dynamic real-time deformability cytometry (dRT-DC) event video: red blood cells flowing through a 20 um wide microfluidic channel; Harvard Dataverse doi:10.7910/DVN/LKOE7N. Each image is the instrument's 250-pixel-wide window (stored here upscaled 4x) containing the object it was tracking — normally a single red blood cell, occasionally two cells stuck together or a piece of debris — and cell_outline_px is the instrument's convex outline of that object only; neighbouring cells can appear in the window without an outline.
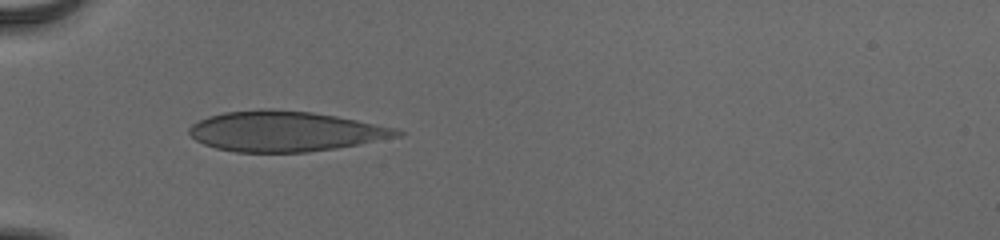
{"species": "human", "species_latin": "Homo sapiens", "temperature_condition": "cold", "stored_images_in_passage": 24, "camera_frame_rate_fps": 3000, "um_per_image_px": 0.085, "donor": {"sex": "male"}, "frame": {"image": 1, "passage_image": 1, "time_ms": 0.0, "image_size_px": [1000, 240], "cell_outline_px": [[404, 132], [400, 136], [360, 144], [336, 148], [308, 152], [236, 152], [216, 148], [204, 144], [196, 140], [188, 132], [188, 128], [192, 124], [208, 116], [224, 112], [260, 108], [268, 108], [312, 112], [336, 116], [396, 128]], "centroid_in_image_um": [24.22, 11.15], "position_along_channel_um": 60.8, "area_um2": 48.78}}
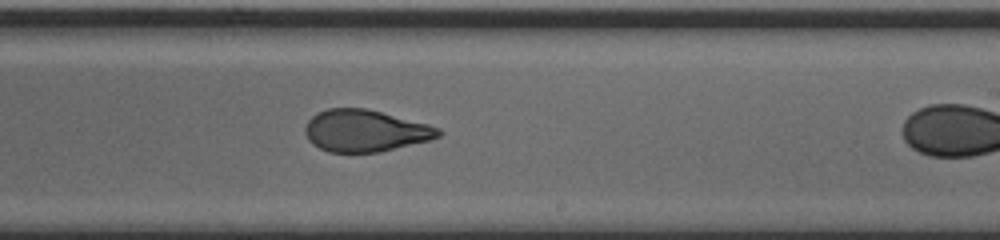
{"frame": {"image": 2, "passage_image": 13, "time_ms": 4.0, "image_size_px": [1000, 240], "cell_outline_px": [[444, 132], [440, 136], [428, 140], [380, 152], [328, 152], [312, 144], [308, 140], [304, 132], [304, 128], [308, 120], [312, 116], [328, 108], [368, 108], [428, 124], [440, 128]], "centroid_in_image_um": [31.03, 11.11], "position_along_channel_um": 258.0, "area_um2": 32.6}}
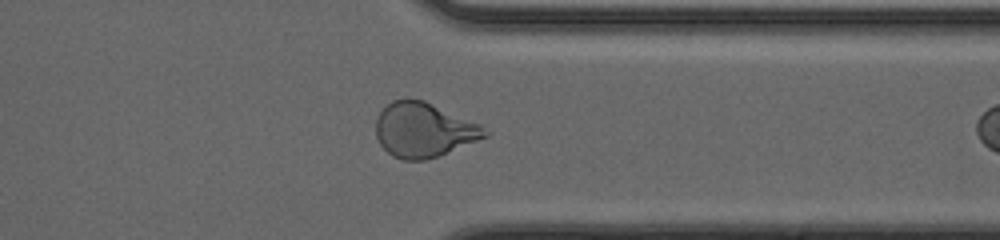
{"frame": {"image": 3, "passage_image": 22, "time_ms": 7.0, "image_size_px": [1000, 240], "cell_outline_px": [[488, 136], [436, 156], [424, 160], [404, 160], [392, 156], [380, 144], [376, 136], [376, 116], [392, 100], [408, 96], [424, 100], [480, 124], [488, 132]], "centroid_in_image_um": [35.97, 11.01], "position_along_channel_um": 375.4, "area_um2": 34.56}}